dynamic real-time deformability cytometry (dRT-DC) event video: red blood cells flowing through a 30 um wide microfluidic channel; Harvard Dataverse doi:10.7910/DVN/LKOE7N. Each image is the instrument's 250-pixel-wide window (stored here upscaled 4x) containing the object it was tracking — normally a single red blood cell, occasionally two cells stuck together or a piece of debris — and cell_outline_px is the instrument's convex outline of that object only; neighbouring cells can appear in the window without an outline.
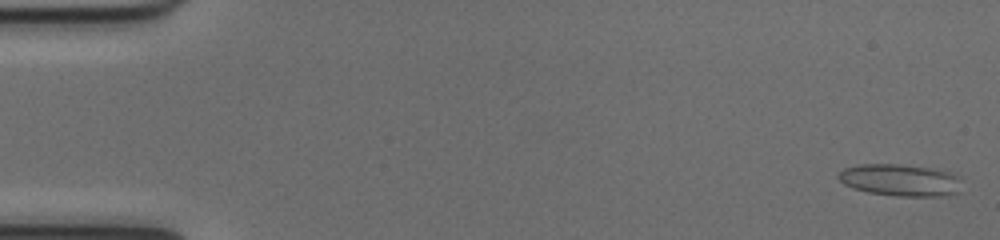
{"species": "common noctule bat (a hibernating species)", "species_latin": "Nyctalus noctula", "temperature_condition": "cold", "stored_images_in_passage": 54, "segment_of_instrument_passage": [1, 2], "camera_frame_rate_fps": 3000, "um_per_image_px": 0.085, "animal": {"sex": "female", "body_mass_g": 17.0, "forearm_length_mm": 48.0}, "frame": {"image": 1, "passage_image": 2, "time_ms": 0.333, "image_size_px": [1000, 240], "cell_outline_px": [[960, 192], [948, 196], [896, 196], [868, 192], [852, 188], [844, 184], [836, 176], [844, 168], [864, 164], [896, 164], [928, 168], [948, 172], [952, 176]], "centroid_in_image_um": [76.41, 15.32], "position_along_channel_um": 8.6, "area_um2": 22.37}}
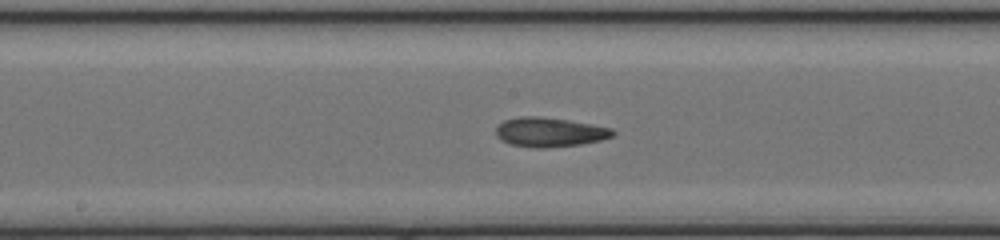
{"frame": {"image": 2, "passage_image": 28, "time_ms": 9.0, "image_size_px": [1000, 240], "cell_outline_px": [[616, 132], [612, 136], [600, 140], [580, 144], [548, 148], [532, 148], [512, 144], [500, 140], [496, 136], [496, 128], [504, 120], [520, 116], [540, 116], [568, 120], [612, 128]], "centroid_in_image_um": [46.69, 11.23], "position_along_channel_um": 201.5, "area_um2": 20.0}}
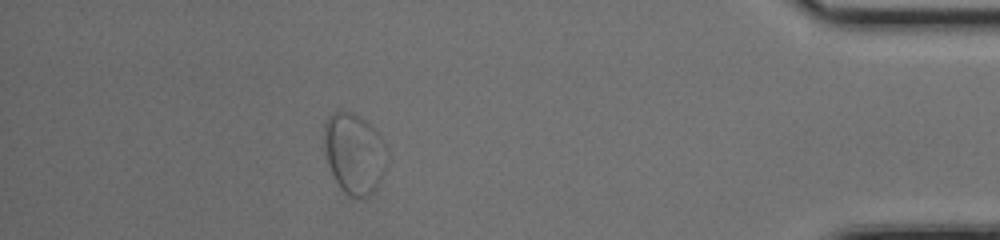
{"frame": {"image": 3, "passage_image": 47, "time_ms": 15.333, "image_size_px": [1000, 240], "cell_outline_px": [[384, 172], [376, 188], [368, 196], [352, 196], [344, 192], [340, 188], [332, 176], [324, 152], [324, 124], [328, 116], [332, 112], [352, 112], [360, 116], [376, 132], [384, 168]], "centroid_in_image_um": [29.99, 13.05], "position_along_channel_um": 405.2, "area_um2": 28.32}}